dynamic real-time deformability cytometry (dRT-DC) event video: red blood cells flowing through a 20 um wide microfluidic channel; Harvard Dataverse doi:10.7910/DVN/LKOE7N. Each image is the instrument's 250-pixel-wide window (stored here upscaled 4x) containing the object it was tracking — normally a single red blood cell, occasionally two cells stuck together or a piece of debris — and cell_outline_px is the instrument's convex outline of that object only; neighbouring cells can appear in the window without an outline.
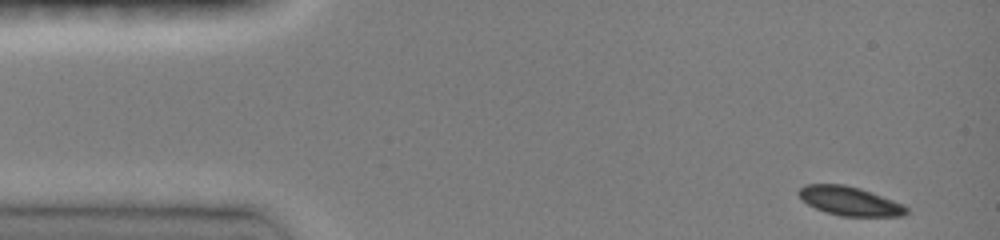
{"species": "common noctule bat (a hibernating species)", "species_latin": "Nyctalus noctula", "temperature_condition": "room temperature", "stored_images_in_passage": 42, "camera_frame_rate_fps": 3000, "um_per_image_px": 0.085, "animal": {"sex": "female", "body_mass_g": 19.0, "forearm_length_mm": 51.5}, "frame": {"image": 1, "passage_image": 1, "time_ms": 0.0, "image_size_px": [1000, 240], "cell_outline_px": [[908, 212], [904, 216], [840, 216], [824, 212], [808, 204], [796, 192], [804, 184], [844, 184], [860, 188], [904, 204], [908, 208]], "centroid_in_image_um": [72.23, 17.09], "position_along_channel_um": 12.8, "area_um2": 18.21}}
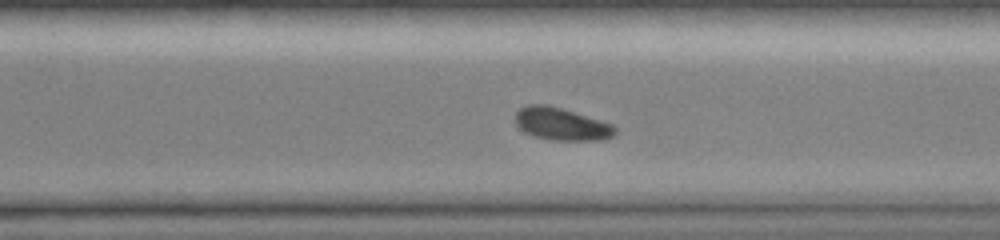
{"frame": {"image": 2, "passage_image": 31, "time_ms": 10.0, "image_size_px": [1000, 240], "cell_outline_px": [[616, 136], [604, 140], [552, 140], [536, 136], [524, 132], [516, 124], [516, 112], [520, 108], [528, 104], [548, 104], [600, 120], [612, 124], [616, 128]], "centroid_in_image_um": [47.75, 10.54], "position_along_channel_um": 322.9, "area_um2": 18.9}}
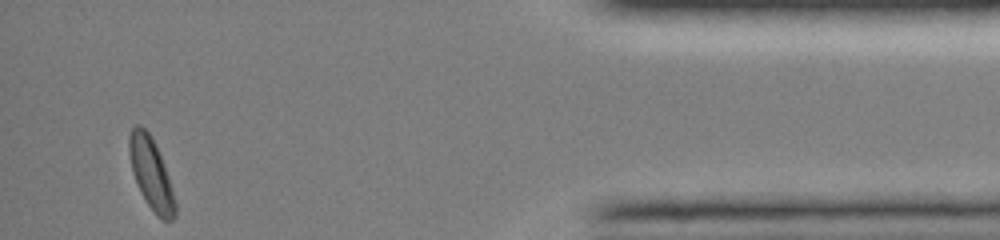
{"frame": {"image": 3, "passage_image": 42, "time_ms": 13.667, "image_size_px": [1000, 240], "cell_outline_px": [[176, 216], [172, 220], [164, 220], [148, 204], [140, 192], [132, 172], [128, 152], [128, 136], [132, 128], [136, 124], [140, 124], [152, 136], [156, 144], [168, 176], [176, 204]], "centroid_in_image_um": [12.82, 14.69], "position_along_channel_um": 422.4, "area_um2": 18.96}, "authors_computed_cell_mechanics": {"area_um2": 19.4786, "velocity_mm_per_s": 4.0701, "shape_relaxation_time_tau1_ms": 3.3145, "shape_relaxation_time_tau2_ms": null, "deformation_change_tau1": 0.1037, "deformation_change_tau2": null}}